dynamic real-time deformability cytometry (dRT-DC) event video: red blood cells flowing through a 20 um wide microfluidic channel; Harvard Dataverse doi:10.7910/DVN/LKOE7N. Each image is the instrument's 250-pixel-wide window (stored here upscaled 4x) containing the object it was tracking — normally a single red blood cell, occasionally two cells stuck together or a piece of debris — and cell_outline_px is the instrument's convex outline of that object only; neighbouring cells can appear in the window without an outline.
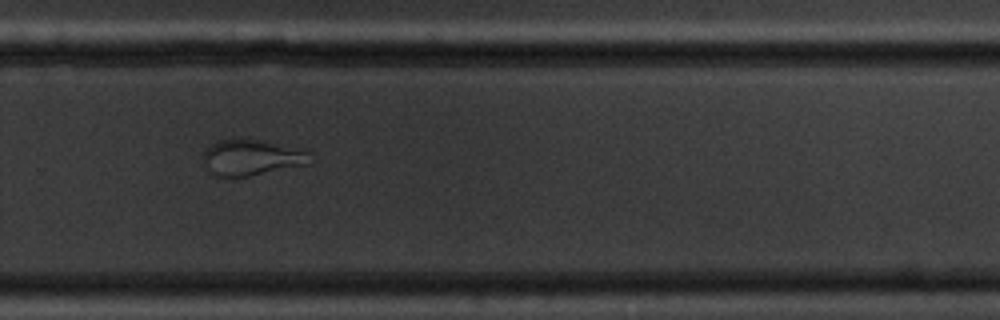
{"species": "common noctule bat (a hibernating species)", "species_latin": "Nyctalus noctula", "temperature_condition": "cold", "stored_images_in_passage": 12, "camera_frame_rate_fps": 3000, "um_per_image_px": 0.085, "animal": {"sex": "male", "body_mass_g": 20.1, "forearm_length_mm": 53.5}, "frame": {"image": 1, "passage_image": 10, "time_ms": 11.333, "image_size_px": [1000, 320], "cell_outline_px": [[312, 164], [248, 176], [212, 176], [204, 164], [204, 152], [212, 144], [220, 140], [260, 140], [308, 152]], "centroid_in_image_um": [21.37, 13.42], "position_along_channel_um": 308.4, "area_um2": 21.79}}
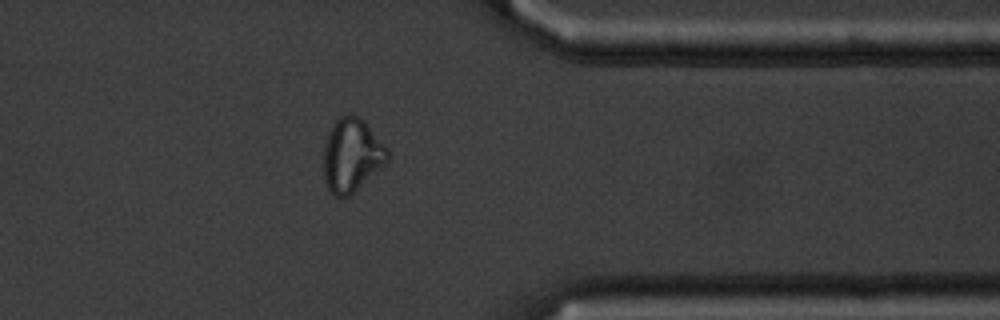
{"frame": {"image": 2, "passage_image": 12, "time_ms": 13.667, "image_size_px": [1000, 320], "cell_outline_px": [[392, 156], [384, 164], [348, 196], [336, 196], [328, 188], [324, 176], [324, 144], [332, 124], [340, 116], [348, 112], [352, 112], [360, 116], [364, 120], [388, 148]], "centroid_in_image_um": [29.91, 13.11], "position_along_channel_um": 381.5, "area_um2": 27.28}, "authors_computed_cell_mechanics": {"area_um2": 23.698, "velocity_mm_per_s": 3.5377, "shape_relaxation_time_tau1_ms": 9.0346, "shape_relaxation_time_tau2_ms": 0.9725, "deformation_change_tau1": 0.2847, "deformation_change_tau2": 0.067}}